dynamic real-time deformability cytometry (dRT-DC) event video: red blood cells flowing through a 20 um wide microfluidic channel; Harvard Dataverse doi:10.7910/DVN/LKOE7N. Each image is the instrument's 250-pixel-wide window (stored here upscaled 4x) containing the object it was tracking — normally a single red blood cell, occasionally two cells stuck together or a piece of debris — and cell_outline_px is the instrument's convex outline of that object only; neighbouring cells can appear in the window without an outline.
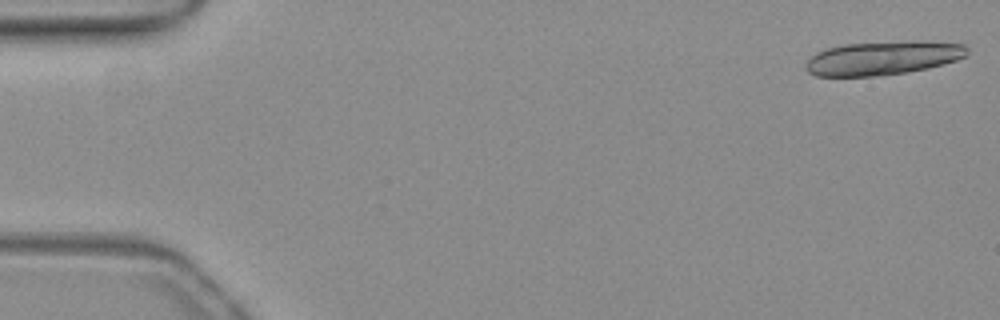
{"species": "common noctule bat (a hibernating species)", "species_latin": "Nyctalus noctula", "temperature_condition": "warm", "stored_images_in_passage": 18, "camera_frame_rate_fps": 3000, "um_per_image_px": 0.085, "animal": {"sex": "female", "body_mass_g": 19.3, "forearm_length_mm": 54.1}, "frame": {"image": 1, "passage_image": 1, "time_ms": 0.0, "image_size_px": [1000, 320], "cell_outline_px": [[968, 52], [964, 56], [956, 60], [928, 68], [908, 72], [872, 76], [816, 76], [808, 72], [804, 68], [804, 64], [816, 52], [824, 48], [844, 44], [916, 40], [964, 44], [968, 48]], "centroid_in_image_um": [75.01, 4.92], "position_along_channel_um": 10.0, "area_um2": 31.96}}